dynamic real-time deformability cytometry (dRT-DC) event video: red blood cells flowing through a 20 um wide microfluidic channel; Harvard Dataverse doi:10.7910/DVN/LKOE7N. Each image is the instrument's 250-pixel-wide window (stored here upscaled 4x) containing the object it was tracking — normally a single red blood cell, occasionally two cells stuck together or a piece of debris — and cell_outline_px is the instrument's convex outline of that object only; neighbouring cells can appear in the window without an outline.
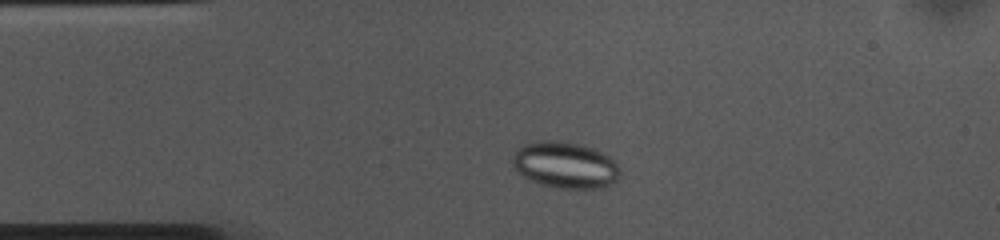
{"species": "common noctule bat (a hibernating species)", "species_latin": "Nyctalus noctula", "temperature_condition": "cold", "stored_images_in_passage": 49, "camera_frame_rate_fps": 3000, "um_per_image_px": 0.085, "animal": {"sex": "female", "body_mass_g": 10.0, "forearm_length_mm": 53.1}, "frame": {"image": 1, "passage_image": 6, "time_ms": 1.667, "image_size_px": [1000, 240], "cell_outline_px": [[620, 176], [612, 184], [600, 188], [560, 188], [544, 184], [532, 180], [524, 176], [512, 164], [512, 156], [516, 148], [524, 144], [540, 140], [560, 140], [580, 144], [592, 148], [608, 156], [616, 164], [620, 172]], "centroid_in_image_um": [48.03, 14.0], "position_along_channel_um": 37.0, "area_um2": 28.84}}
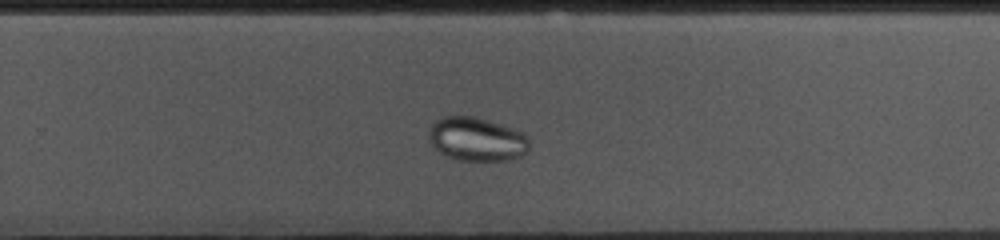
{"frame": {"image": 2, "passage_image": 29, "time_ms": 9.333, "image_size_px": [1000, 240], "cell_outline_px": [[528, 148], [520, 156], [508, 160], [456, 160], [440, 152], [432, 144], [428, 136], [428, 132], [432, 124], [440, 116], [476, 116], [512, 128], [528, 136]], "centroid_in_image_um": [40.49, 11.81], "position_along_channel_um": 289.3, "area_um2": 25.43}}
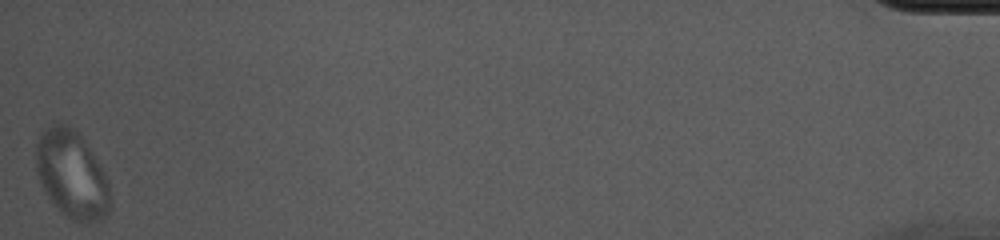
{"frame": {"image": 3, "passage_image": 49, "time_ms": 16.0, "image_size_px": [1000, 240], "cell_outline_px": [[108, 212], [100, 220], [88, 224], [80, 224], [72, 220], [44, 192], [40, 184], [36, 172], [36, 144], [40, 132], [44, 128], [52, 124], [68, 124], [80, 132], [100, 164], [108, 180]], "centroid_in_image_um": [6.08, 14.78], "position_along_channel_um": 429.1, "area_um2": 37.97}}